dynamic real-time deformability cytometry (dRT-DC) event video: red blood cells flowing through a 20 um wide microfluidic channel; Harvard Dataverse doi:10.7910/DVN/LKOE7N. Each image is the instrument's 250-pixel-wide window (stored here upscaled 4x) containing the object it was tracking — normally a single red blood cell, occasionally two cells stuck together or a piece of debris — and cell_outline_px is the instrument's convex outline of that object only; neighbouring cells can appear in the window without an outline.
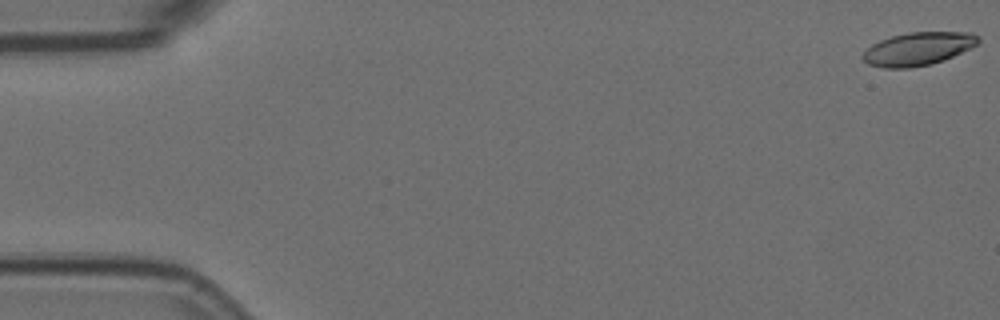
{"species": "Egyptian fruit bat (a non-hibernating species)", "species_latin": "Rousettus aegyptiacus", "temperature_condition": "room temperature", "stored_images_in_passage": 8, "camera_frame_rate_fps": 3000, "um_per_image_px": 0.085, "animal": {"sex": "female"}, "frame": {"image": 1, "passage_image": 1, "time_ms": 0.0, "image_size_px": [1000, 320], "cell_outline_px": [[980, 44], [944, 60], [932, 64], [908, 68], [884, 68], [868, 64], [860, 56], [872, 44], [880, 40], [892, 36], [908, 32], [972, 32], [980, 36]], "centroid_in_image_um": [78.07, 4.14], "position_along_channel_um": 6.9, "area_um2": 22.48}}
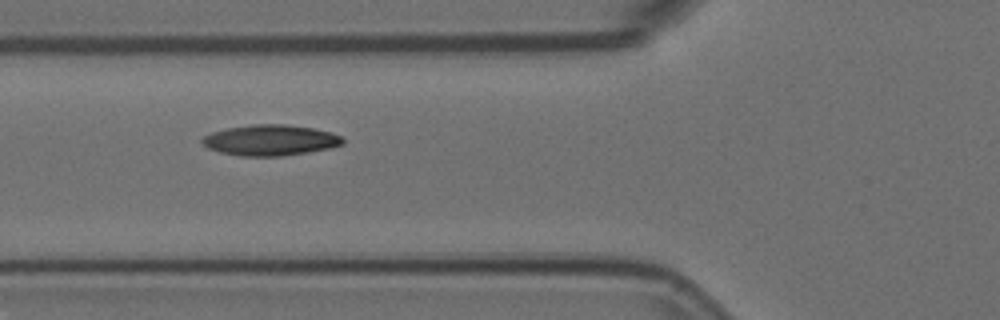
{"frame": {"image": 2, "passage_image": 7, "time_ms": 2.0, "image_size_px": [1000, 320], "cell_outline_px": [[344, 144], [332, 148], [308, 152], [280, 156], [240, 156], [220, 152], [208, 148], [200, 140], [204, 136], [212, 132], [228, 128], [252, 124], [284, 124], [312, 128], [332, 132], [340, 136], [344, 140]], "centroid_in_image_um": [23.0, 11.92], "position_along_channel_um": 102.8, "area_um2": 25.2}}
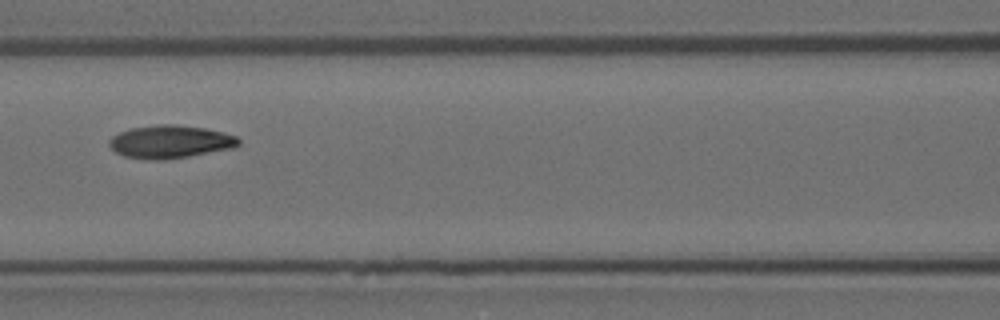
{"frame": {"image": 3, "passage_image": 8, "time_ms": 2.333, "image_size_px": [1000, 320], "cell_outline_px": [[240, 144], [232, 148], [188, 156], [160, 160], [156, 160], [124, 156], [116, 152], [108, 144], [108, 140], [112, 136], [120, 132], [132, 128], [160, 124], [176, 124], [204, 128], [224, 132], [236, 136], [240, 140]], "centroid_in_image_um": [14.47, 12.04], "position_along_channel_um": 152.1, "area_um2": 24.62}}